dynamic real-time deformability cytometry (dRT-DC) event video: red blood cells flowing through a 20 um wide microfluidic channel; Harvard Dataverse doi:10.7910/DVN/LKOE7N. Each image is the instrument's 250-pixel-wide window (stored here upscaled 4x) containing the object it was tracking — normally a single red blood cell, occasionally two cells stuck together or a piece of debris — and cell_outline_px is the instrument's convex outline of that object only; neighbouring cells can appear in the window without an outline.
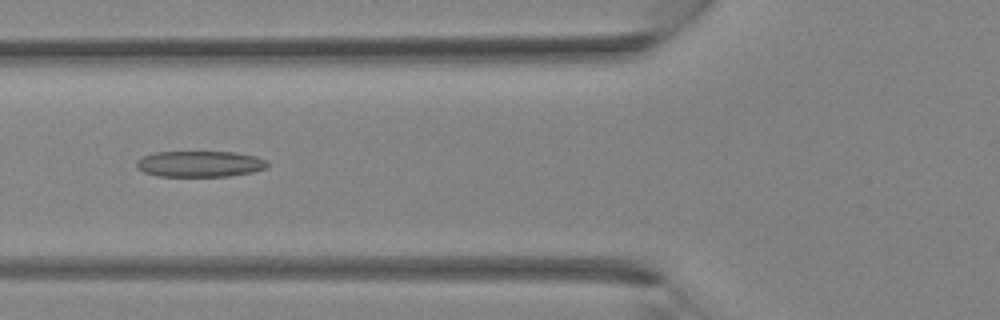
{"species": "Egyptian fruit bat (a non-hibernating species)", "species_latin": "Rousettus aegyptiacus", "temperature_condition": "room temperature", "stored_images_in_passage": 33, "camera_frame_rate_fps": 3000, "um_per_image_px": 0.085, "animal": {"sex": "female"}, "frame": {"image": 1, "passage_image": 12, "time_ms": 3.667, "image_size_px": [1000, 320], "cell_outline_px": [[268, 168], [252, 172], [228, 176], [156, 176], [144, 172], [136, 168], [136, 160], [152, 152], [236, 152], [256, 156], [268, 160]], "centroid_in_image_um": [16.99, 13.93], "position_along_channel_um": 108.8, "area_um2": 20.06}}
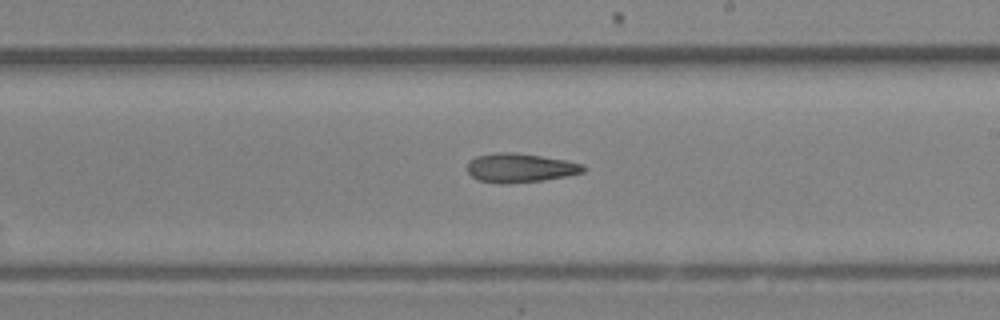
{"frame": {"image": 2, "passage_image": 19, "time_ms": 6.0, "image_size_px": [1000, 320], "cell_outline_px": [[588, 168], [584, 172], [568, 176], [544, 180], [504, 184], [500, 184], [476, 180], [468, 172], [468, 160], [476, 156], [496, 152], [516, 152], [564, 160], [584, 164]], "centroid_in_image_um": [44.21, 14.27], "position_along_channel_um": 244.8, "area_um2": 19.88}}
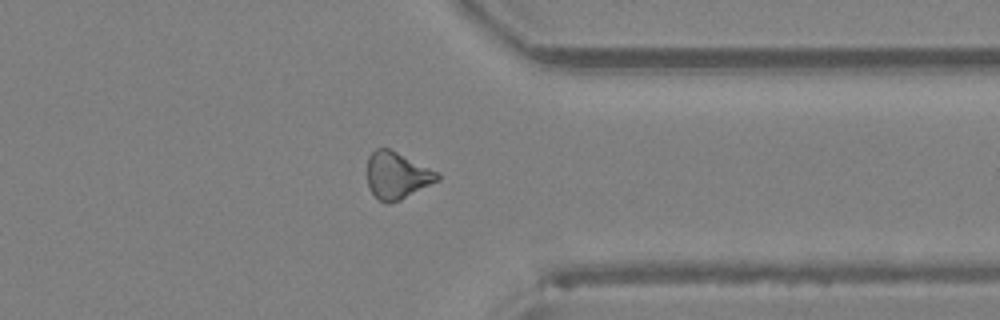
{"frame": {"image": 3, "passage_image": 26, "time_ms": 8.333, "image_size_px": [1000, 320], "cell_outline_px": [[440, 180], [400, 200], [388, 204], [384, 204], [368, 188], [368, 156], [376, 148], [388, 148], [440, 172]], "centroid_in_image_um": [33.76, 14.92], "position_along_channel_um": 377.6, "area_um2": 19.25}}